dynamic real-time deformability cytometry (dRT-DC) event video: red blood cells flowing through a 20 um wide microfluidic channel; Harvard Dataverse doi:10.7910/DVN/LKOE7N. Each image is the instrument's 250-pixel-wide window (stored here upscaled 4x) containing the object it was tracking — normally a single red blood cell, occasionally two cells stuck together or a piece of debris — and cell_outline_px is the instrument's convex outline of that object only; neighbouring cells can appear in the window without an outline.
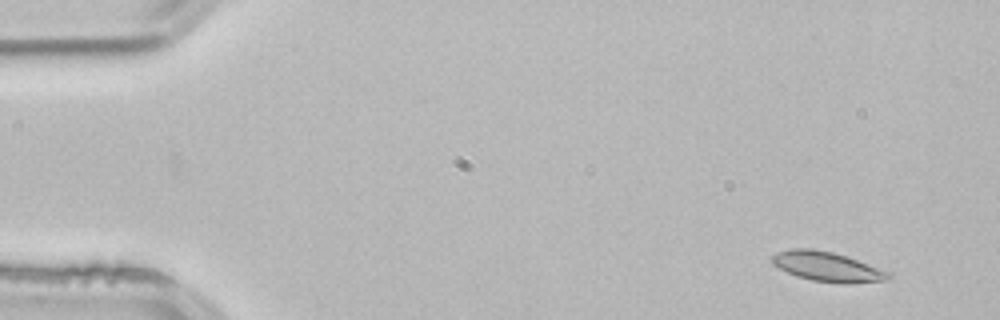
{"species": "common noctule bat (a hibernating species)", "species_latin": "Nyctalus noctula", "temperature_condition": "room temperature", "stored_images_in_passage": 3, "camera_frame_rate_fps": 3000, "um_per_image_px": 0.085, "animal": {"sex": "male", "body_mass_g": 21.5, "forearm_length_mm": 52.0}, "frame": {"image": 1, "passage_image": 1, "time_ms": 0.0, "image_size_px": [1000, 320], "cell_outline_px": [[892, 276], [888, 280], [812, 280], [796, 276], [772, 264], [768, 260], [776, 252], [792, 248], [812, 248], [832, 252], [848, 256], [892, 272]], "centroid_in_image_um": [70.24, 22.59], "position_along_channel_um": 14.8, "area_um2": 19.36}}
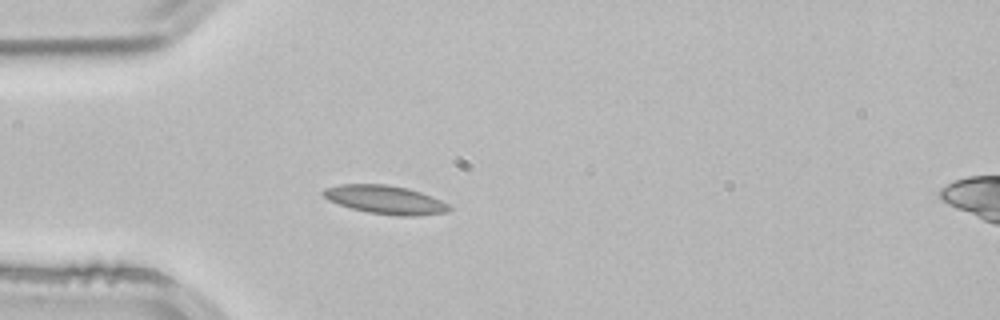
{"frame": {"image": 2, "passage_image": 3, "time_ms": 0.667, "image_size_px": [1000, 320], "cell_outline_px": [[452, 208], [444, 212], [416, 216], [396, 216], [368, 212], [352, 208], [328, 200], [320, 192], [324, 188], [340, 184], [388, 184], [408, 188], [420, 192], [440, 200], [448, 204]], "centroid_in_image_um": [32.71, 16.97], "position_along_channel_um": 52.3, "area_um2": 20.81}}